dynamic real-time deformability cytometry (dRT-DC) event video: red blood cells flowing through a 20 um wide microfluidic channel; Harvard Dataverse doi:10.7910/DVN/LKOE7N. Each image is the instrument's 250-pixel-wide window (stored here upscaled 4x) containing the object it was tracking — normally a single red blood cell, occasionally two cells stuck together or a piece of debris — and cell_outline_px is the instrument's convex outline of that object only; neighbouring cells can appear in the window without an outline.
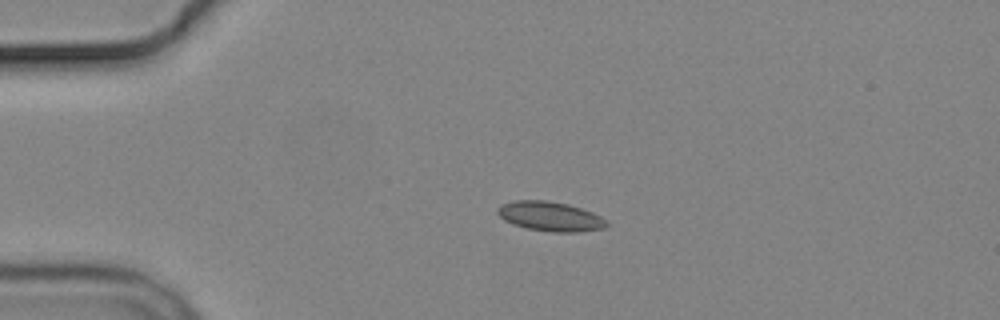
{"species": "common noctule bat (a hibernating species)", "species_latin": "Nyctalus noctula", "temperature_condition": "cold", "stored_images_in_passage": 5, "camera_frame_rate_fps": 3000, "um_per_image_px": 0.085, "animal": {"sex": "male", "body_mass_g": 19.2, "forearm_length_mm": 51.8}, "frame": {"image": 1, "passage_image": 4, "time_ms": 3.667, "image_size_px": [1000, 320], "cell_outline_px": [[608, 224], [604, 228], [580, 232], [552, 232], [528, 228], [512, 224], [504, 220], [496, 212], [496, 208], [500, 204], [512, 200], [544, 200], [568, 204], [592, 212], [600, 216]], "centroid_in_image_um": [46.72, 18.38], "position_along_channel_um": 38.3, "area_um2": 18.79}}
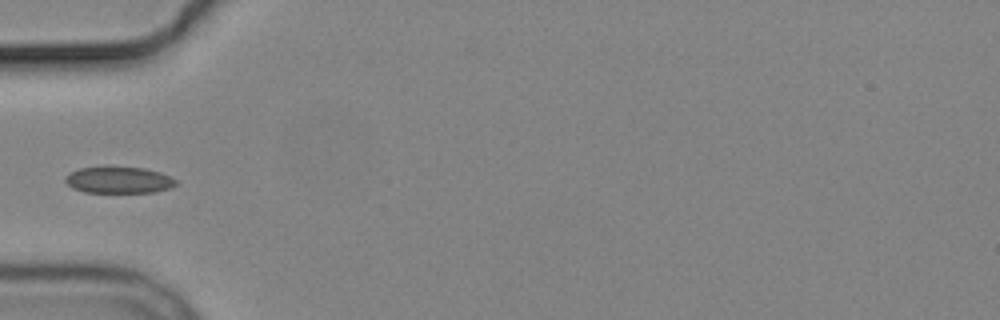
{"frame": {"image": 2, "passage_image": 5, "time_ms": 5.667, "image_size_px": [1000, 320], "cell_outline_px": [[176, 184], [168, 188], [152, 192], [84, 192], [72, 188], [64, 180], [64, 176], [68, 172], [80, 168], [144, 168], [160, 172], [176, 180]], "centroid_in_image_um": [10.04, 15.31], "position_along_channel_um": 75.0, "area_um2": 16.7}}